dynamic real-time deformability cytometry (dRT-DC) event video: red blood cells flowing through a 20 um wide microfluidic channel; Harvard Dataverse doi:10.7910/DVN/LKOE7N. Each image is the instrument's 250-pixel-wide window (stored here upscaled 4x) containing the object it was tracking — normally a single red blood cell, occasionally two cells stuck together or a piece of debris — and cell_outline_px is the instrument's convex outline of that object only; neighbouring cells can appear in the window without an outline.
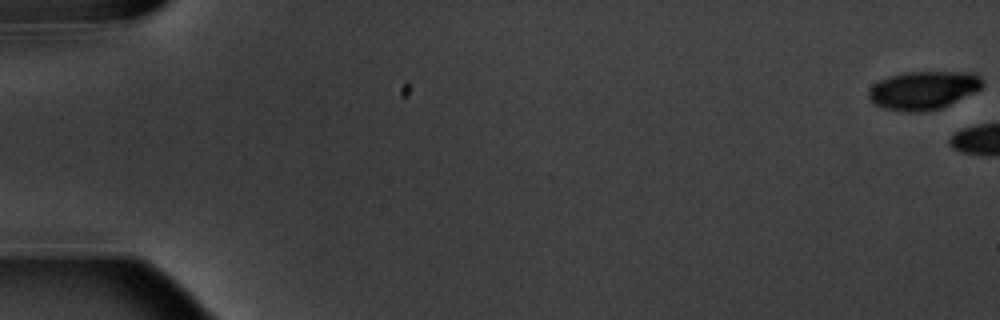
{"species": "common noctule bat (a hibernating species)", "species_latin": "Nyctalus noctula", "temperature_condition": "warm", "stored_images_in_passage": 6, "camera_frame_rate_fps": 3000, "um_per_image_px": 0.085, "animal": {"sex": "male", "body_mass_g": 20.1, "forearm_length_mm": 53.5}, "frame": {"image": 1, "passage_image": 1, "time_ms": 0.0, "image_size_px": [1000, 320], "cell_outline_px": [[984, 84], [980, 88], [940, 108], [916, 112], [908, 112], [884, 108], [872, 104], [868, 96], [868, 92], [872, 84], [888, 76], [904, 72], [972, 72], [980, 76]], "centroid_in_image_um": [78.42, 7.65], "position_along_channel_um": 6.6, "area_um2": 25.2}}